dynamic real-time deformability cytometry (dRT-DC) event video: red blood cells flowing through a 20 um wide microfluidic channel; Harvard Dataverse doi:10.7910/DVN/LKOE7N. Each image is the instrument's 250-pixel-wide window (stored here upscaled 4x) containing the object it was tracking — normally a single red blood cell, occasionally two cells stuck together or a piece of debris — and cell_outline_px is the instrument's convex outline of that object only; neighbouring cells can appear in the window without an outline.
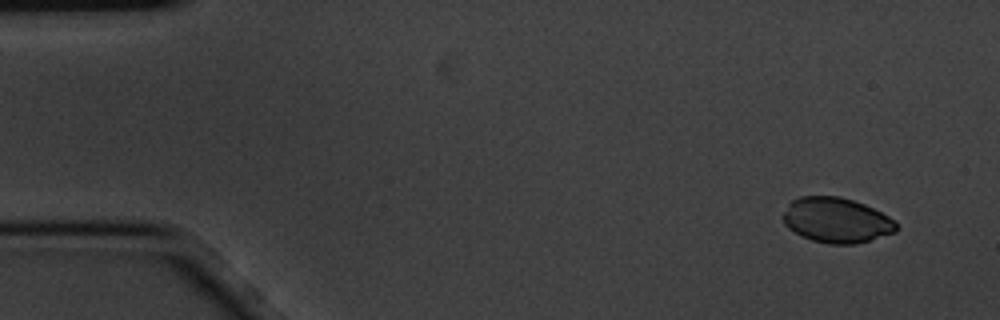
{"species": "common noctule bat (a hibernating species)", "species_latin": "Nyctalus noctula", "temperature_condition": "cold", "stored_images_in_passage": 4, "camera_frame_rate_fps": 3000, "um_per_image_px": 0.085, "animal": {"sex": "male", "body_mass_g": 20.1, "forearm_length_mm": 53.5}, "frame": {"image": 1, "passage_image": 1, "time_ms": 0.0, "image_size_px": [1000, 320], "cell_outline_px": [[900, 228], [896, 232], [856, 244], [832, 244], [812, 240], [788, 228], [784, 224], [780, 216], [788, 204], [792, 200], [800, 196], [840, 196], [864, 204], [888, 216]], "centroid_in_image_um": [71.07, 18.71], "position_along_channel_um": 13.9, "area_um2": 29.77}}